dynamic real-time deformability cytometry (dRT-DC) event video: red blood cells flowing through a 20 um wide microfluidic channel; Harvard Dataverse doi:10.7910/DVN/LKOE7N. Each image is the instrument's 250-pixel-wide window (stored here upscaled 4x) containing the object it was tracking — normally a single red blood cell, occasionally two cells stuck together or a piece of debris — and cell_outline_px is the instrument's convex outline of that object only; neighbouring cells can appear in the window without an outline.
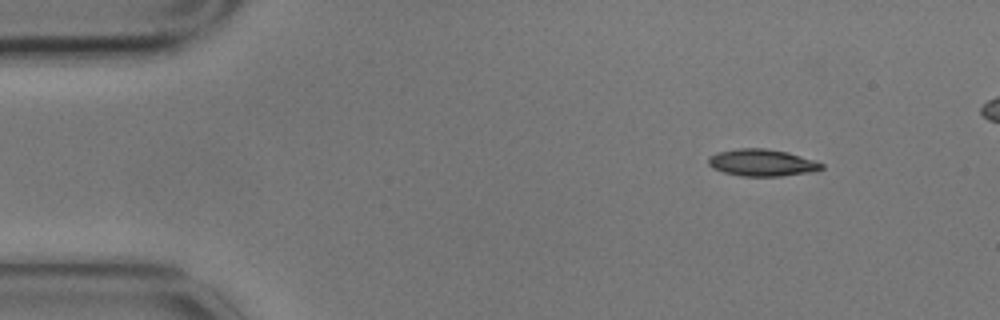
{"species": "common noctule bat (a hibernating species)", "species_latin": "Nyctalus noctula", "temperature_condition": "cold", "stored_images_in_passage": 3, "camera_frame_rate_fps": 3000, "um_per_image_px": 0.085, "animal": {"sex": "male", "body_mass_g": 17.9}, "frame": {"image": 1, "passage_image": 3, "time_ms": 0.667, "image_size_px": [1000, 320], "cell_outline_px": [[824, 168], [816, 172], [780, 176], [740, 176], [724, 172], [712, 168], [708, 164], [708, 156], [716, 152], [740, 148], [764, 148], [788, 152], [816, 160], [824, 164]], "centroid_in_image_um": [64.8, 13.83], "position_along_channel_um": 20.2, "area_um2": 18.09}}